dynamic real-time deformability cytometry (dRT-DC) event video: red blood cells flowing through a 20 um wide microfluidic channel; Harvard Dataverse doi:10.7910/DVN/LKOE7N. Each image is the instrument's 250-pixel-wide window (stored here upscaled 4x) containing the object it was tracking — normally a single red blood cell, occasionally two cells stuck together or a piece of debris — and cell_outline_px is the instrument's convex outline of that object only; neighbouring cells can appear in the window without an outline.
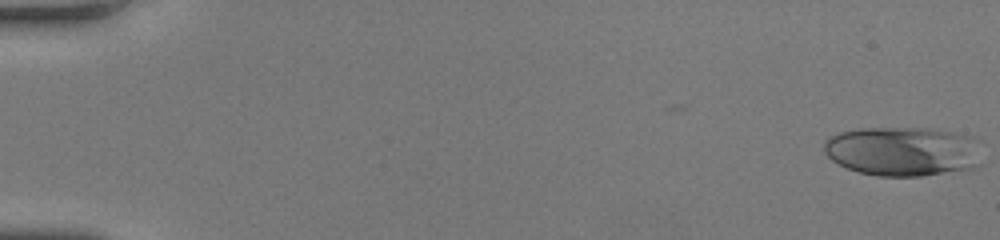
{"species": "human", "species_latin": "Homo sapiens", "temperature_condition": "room temperature", "stored_images_in_passage": 55, "camera_frame_rate_fps": 3000, "um_per_image_px": 0.085, "donor": {"sex": "female"}, "frame": {"image": 1, "passage_image": 1, "time_ms": 0.0, "image_size_px": [1000, 240], "cell_outline_px": [[972, 168], [920, 176], [876, 176], [844, 168], [832, 160], [824, 152], [824, 140], [840, 132], [860, 128], [928, 128], [952, 132], [964, 136], [968, 140], [972, 164]], "centroid_in_image_um": [76.44, 12.86], "position_along_channel_um": 8.6, "area_um2": 43.64}}
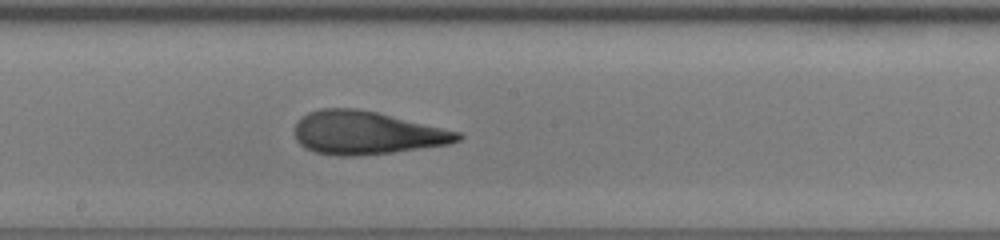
{"frame": {"image": 2, "passage_image": 32, "time_ms": 10.333, "image_size_px": [1000, 240], "cell_outline_px": [[464, 136], [460, 140], [448, 144], [392, 152], [356, 156], [340, 156], [316, 152], [304, 148], [296, 140], [296, 120], [308, 112], [320, 108], [356, 108], [376, 112], [460, 132]], "centroid_in_image_um": [31.12, 11.29], "position_along_channel_um": 217.1, "area_um2": 40.81}}
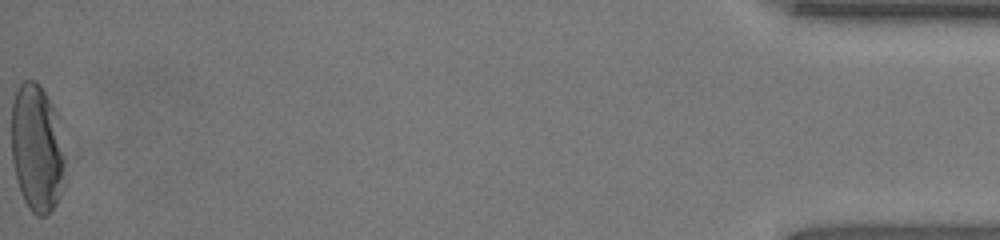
{"frame": {"image": 3, "passage_image": 55, "time_ms": 18.0, "image_size_px": [1000, 240], "cell_outline_px": [[68, 160], [64, 188], [56, 204], [44, 216], [36, 216], [28, 208], [20, 192], [16, 180], [12, 160], [12, 104], [16, 92], [20, 84], [24, 80], [36, 80], [40, 84], [60, 116], [68, 156]], "centroid_in_image_um": [3.22, 12.6], "position_along_channel_um": 432.0, "area_um2": 41.79}, "authors_computed_cell_mechanics": {"area_um2": 40.46, "velocity_mm_per_s": 4.0113, "shape_relaxation_time_tau1_ms": null, "shape_relaxation_time_tau2_ms": 1.2501, "deformation_change_tau1": null, "deformation_change_tau2": 0.0927}}